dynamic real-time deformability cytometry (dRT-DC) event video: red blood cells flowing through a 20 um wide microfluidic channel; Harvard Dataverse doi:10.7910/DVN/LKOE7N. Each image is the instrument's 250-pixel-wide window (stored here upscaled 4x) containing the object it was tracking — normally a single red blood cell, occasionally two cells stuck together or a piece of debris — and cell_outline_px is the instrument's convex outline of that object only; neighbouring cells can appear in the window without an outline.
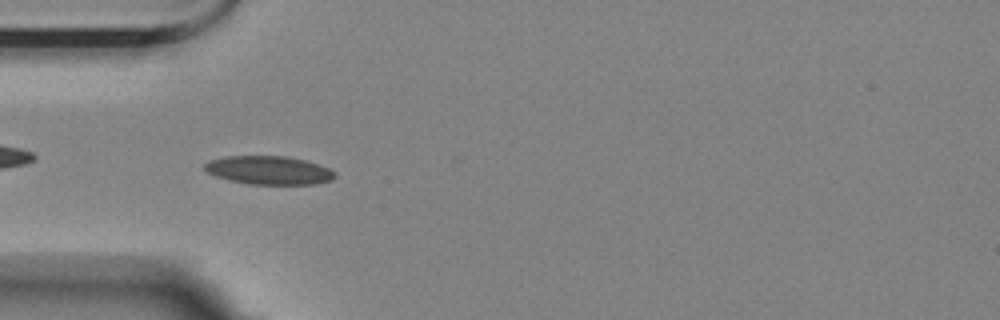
{"species": "Egyptian fruit bat (a non-hibernating species)", "species_latin": "Rousettus aegyptiacus", "temperature_condition": "room temperature", "stored_images_in_passage": 43, "camera_frame_rate_fps": 3000, "um_per_image_px": 0.085, "animal": {"sex": "female"}, "frame": {"image": 1, "passage_image": 3, "time_ms": 0.667, "image_size_px": [1000, 320], "cell_outline_px": [[336, 176], [332, 180], [316, 184], [248, 184], [228, 180], [216, 176], [208, 172], [204, 168], [204, 164], [208, 160], [228, 156], [288, 156], [304, 160], [328, 168], [336, 172]], "centroid_in_image_um": [22.85, 14.47], "position_along_channel_um": 62.2, "area_um2": 21.62}}
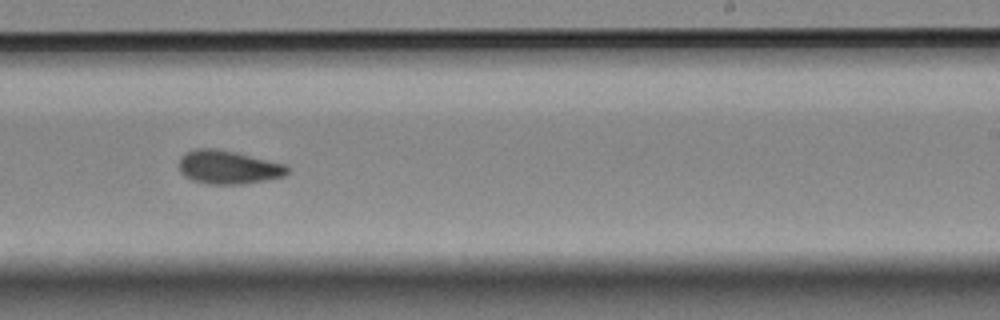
{"frame": {"image": 2, "passage_image": 21, "time_ms": 6.667, "image_size_px": [1000, 320], "cell_outline_px": [[288, 172], [284, 176], [244, 184], [208, 184], [192, 180], [184, 176], [180, 172], [180, 156], [184, 152], [196, 148], [216, 148], [236, 152], [284, 164], [288, 168]], "centroid_in_image_um": [19.35, 14.21], "position_along_channel_um": 269.6, "area_um2": 21.15}}
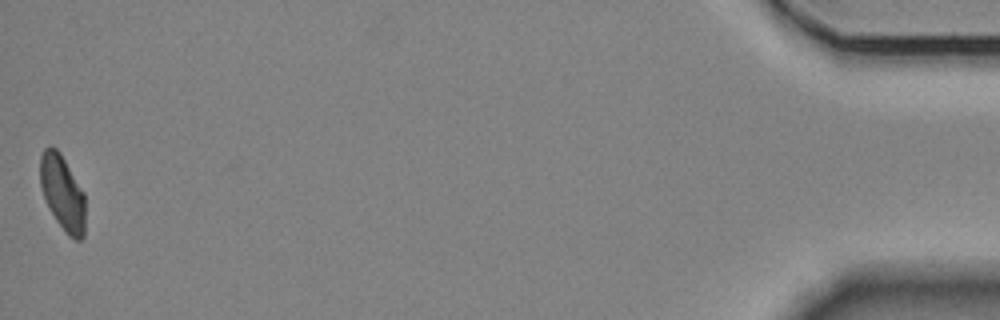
{"frame": {"image": 3, "passage_image": 43, "time_ms": 14.0, "image_size_px": [1000, 320], "cell_outline_px": [[84, 236], [80, 240], [76, 240], [68, 236], [56, 220], [44, 196], [40, 184], [40, 156], [44, 148], [56, 148], [60, 152], [84, 192]], "centroid_in_image_um": [5.32, 16.39], "position_along_channel_um": 429.9, "area_um2": 19.48}, "authors_computed_cell_mechanics": {"area_um2": 20.6346, "velocity_mm_per_s": 3.47, "shape_relaxation_time_tau1_ms": 7.8103, "shape_relaxation_time_tau2_ms": 2.5765, "deformation_change_tau1": 0.1624, "deformation_change_tau2": 0.0793}}